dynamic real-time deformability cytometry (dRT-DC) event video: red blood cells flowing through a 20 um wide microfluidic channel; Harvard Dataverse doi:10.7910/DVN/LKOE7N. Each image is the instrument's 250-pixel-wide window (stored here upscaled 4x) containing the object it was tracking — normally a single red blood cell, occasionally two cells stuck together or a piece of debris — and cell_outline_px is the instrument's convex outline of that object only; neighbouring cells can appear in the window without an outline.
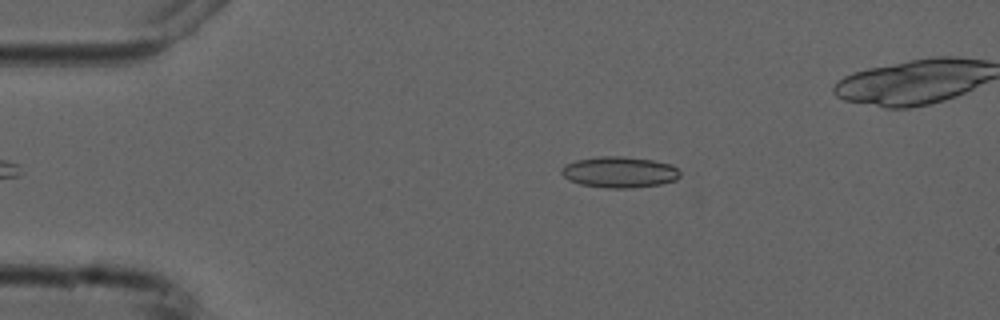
{"species": "common noctule bat (a hibernating species)", "species_latin": "Nyctalus noctula", "temperature_condition": "cold", "stored_images_in_passage": 3, "camera_frame_rate_fps": 3000, "um_per_image_px": 0.085, "animal": {"sex": "male", "forearm_length_mm": 52.5}, "frame": {"image": 1, "passage_image": 1, "time_ms": 0.0, "image_size_px": [1000, 320], "cell_outline_px": [[680, 176], [676, 180], [660, 184], [632, 188], [604, 188], [580, 184], [568, 180], [560, 172], [560, 168], [564, 164], [576, 160], [600, 156], [620, 156], [652, 160], [672, 164], [680, 172]], "centroid_in_image_um": [52.62, 14.63], "position_along_channel_um": 32.4, "area_um2": 21.62}}
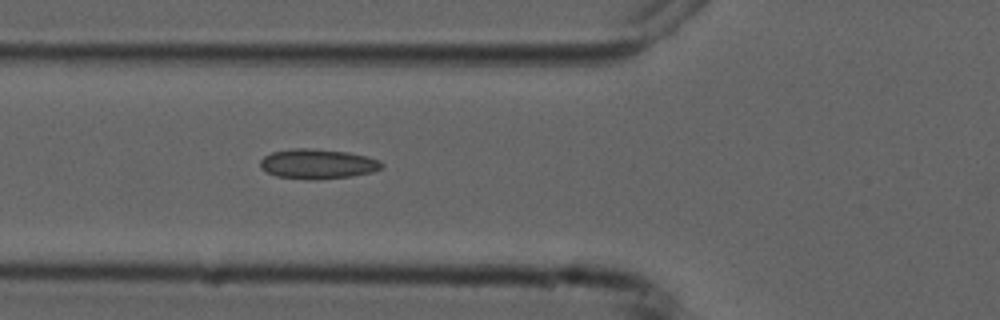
{"frame": {"image": 2, "passage_image": 3, "time_ms": 3.0, "image_size_px": [1000, 320], "cell_outline_px": [[384, 164], [380, 168], [372, 172], [352, 176], [316, 180], [312, 180], [276, 176], [260, 168], [260, 160], [264, 156], [272, 152], [292, 148], [312, 148], [348, 152], [368, 156], [380, 160]], "centroid_in_image_um": [27.0, 13.93], "position_along_channel_um": 98.8, "area_um2": 21.27}}